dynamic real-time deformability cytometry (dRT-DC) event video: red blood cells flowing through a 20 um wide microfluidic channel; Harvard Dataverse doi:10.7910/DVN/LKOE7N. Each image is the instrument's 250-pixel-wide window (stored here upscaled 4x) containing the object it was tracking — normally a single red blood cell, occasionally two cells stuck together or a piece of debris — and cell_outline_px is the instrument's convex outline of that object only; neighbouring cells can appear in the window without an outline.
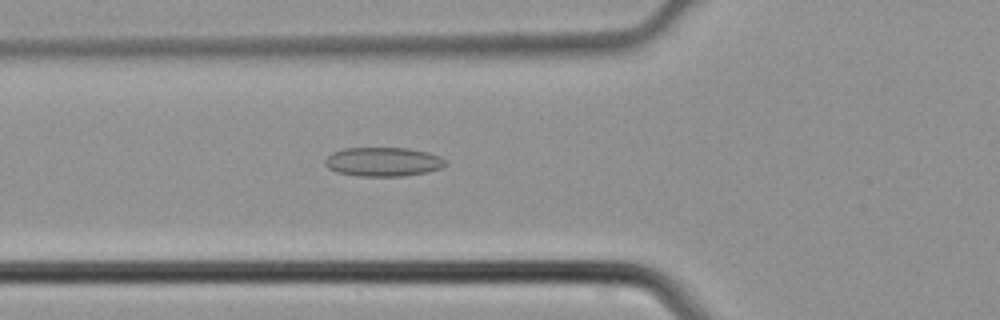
{"species": "common noctule bat (a hibernating species)", "species_latin": "Nyctalus noctula", "temperature_condition": "cold", "stored_images_in_passage": 39, "camera_frame_rate_fps": 3000, "um_per_image_px": 0.085, "animal": {"sex": "male", "body_mass_g": 21.5, "forearm_length_mm": 52.0}, "frame": {"image": 1, "passage_image": 11, "time_ms": 3.333, "image_size_px": [1000, 320], "cell_outline_px": [[448, 164], [440, 168], [424, 172], [404, 176], [360, 176], [336, 172], [328, 168], [324, 164], [324, 160], [332, 152], [344, 148], [408, 148], [428, 152], [440, 156]], "centroid_in_image_um": [32.54, 13.75], "position_along_channel_um": 93.3, "area_um2": 20.4}}
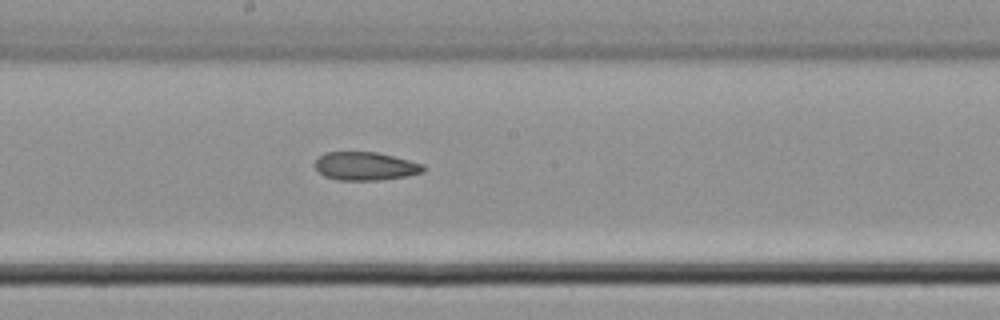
{"frame": {"image": 2, "passage_image": 19, "time_ms": 6.0, "image_size_px": [1000, 320], "cell_outline_px": [[424, 172], [408, 176], [380, 180], [336, 180], [324, 176], [316, 168], [316, 160], [324, 152], [376, 152], [424, 164]], "centroid_in_image_um": [31.07, 14.13], "position_along_channel_um": 217.1, "area_um2": 17.8}}
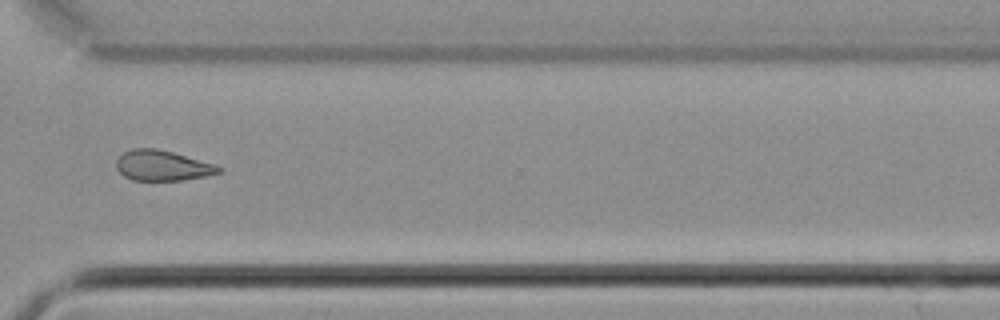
{"frame": {"image": 3, "passage_image": 28, "time_ms": 9.0, "image_size_px": [1000, 320], "cell_outline_px": [[224, 168], [220, 172], [208, 176], [184, 180], [132, 180], [124, 176], [116, 168], [116, 160], [124, 152], [132, 148], [156, 148], [172, 152], [212, 164]], "centroid_in_image_um": [13.78, 14.08], "position_along_channel_um": 356.8, "area_um2": 17.98}}